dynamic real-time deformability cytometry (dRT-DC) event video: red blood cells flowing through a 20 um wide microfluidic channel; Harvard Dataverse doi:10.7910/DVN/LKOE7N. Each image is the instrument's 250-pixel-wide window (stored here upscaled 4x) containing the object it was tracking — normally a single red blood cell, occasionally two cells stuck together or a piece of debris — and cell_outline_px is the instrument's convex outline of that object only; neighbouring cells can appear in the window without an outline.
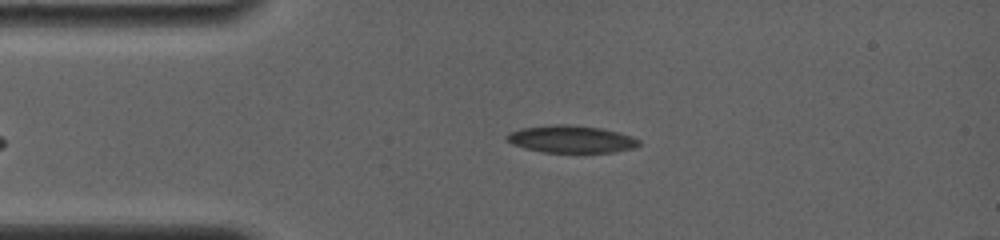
{"species": "common noctule bat (a hibernating species)", "species_latin": "Nyctalus noctula", "temperature_condition": "room temperature", "stored_images_in_passage": 12, "camera_frame_rate_fps": 4000, "um_per_image_px": 0.085, "animal": {"sex": "female", "body_mass_g": 19.0, "forearm_length_mm": 56.7}, "frame": {"image": 1, "passage_image": 2, "time_ms": 0.25, "image_size_px": [1000, 240], "cell_outline_px": [[640, 144], [636, 148], [616, 152], [544, 152], [524, 148], [512, 144], [504, 140], [504, 136], [508, 132], [520, 128], [552, 124], [568, 124], [600, 128], [632, 136], [640, 140]], "centroid_in_image_um": [48.51, 11.82], "position_along_channel_um": 36.5, "area_um2": 21.27}}
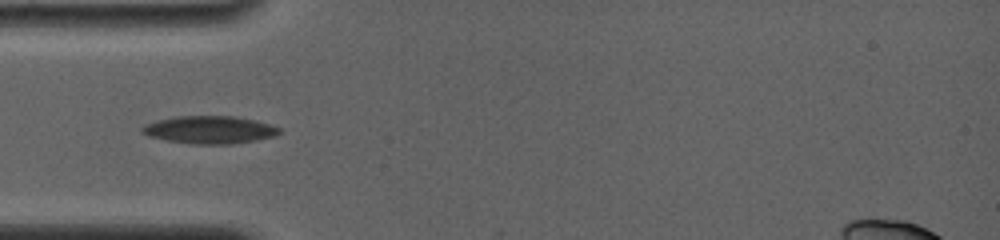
{"frame": {"image": 2, "passage_image": 11, "time_ms": 1.75, "image_size_px": [1000, 240], "cell_outline_px": [[280, 132], [276, 136], [256, 140], [232, 144], [192, 144], [168, 140], [152, 136], [140, 132], [140, 128], [144, 124], [156, 120], [176, 116], [232, 116], [256, 120], [280, 128]], "centroid_in_image_um": [17.81, 11.03], "position_along_channel_um": 67.2, "area_um2": 22.08}}